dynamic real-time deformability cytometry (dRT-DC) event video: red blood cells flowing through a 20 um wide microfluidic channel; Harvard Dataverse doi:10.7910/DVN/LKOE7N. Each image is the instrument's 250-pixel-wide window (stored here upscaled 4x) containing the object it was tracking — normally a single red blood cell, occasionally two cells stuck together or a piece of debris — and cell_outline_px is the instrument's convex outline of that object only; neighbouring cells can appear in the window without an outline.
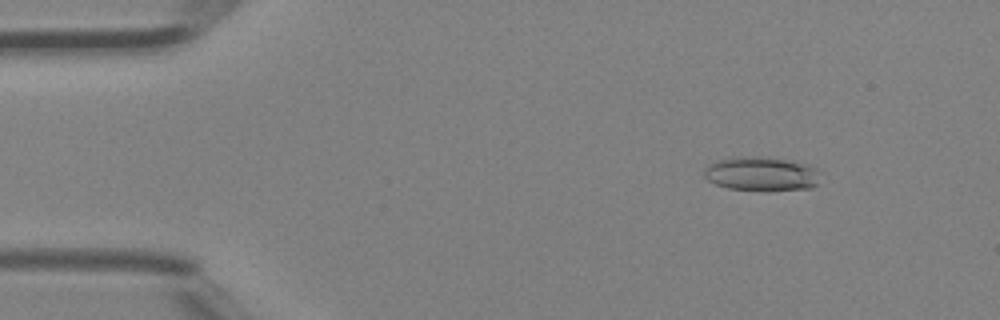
{"species": "Egyptian fruit bat (a non-hibernating species)", "species_latin": "Rousettus aegyptiacus", "temperature_condition": "room temperature", "stored_images_in_passage": 45, "camera_frame_rate_fps": 3000, "um_per_image_px": 0.085, "animal": {"sex": "female"}, "frame": {"image": 1, "passage_image": 5, "time_ms": 1.333, "image_size_px": [1000, 320], "cell_outline_px": [[820, 172], [816, 184], [812, 188], [728, 188], [716, 184], [708, 180], [704, 176], [704, 172], [708, 164], [716, 160], [736, 156], [756, 156], [796, 160], [808, 164], [816, 168]], "centroid_in_image_um": [64.71, 14.71], "position_along_channel_um": 20.3, "area_um2": 22.6}}
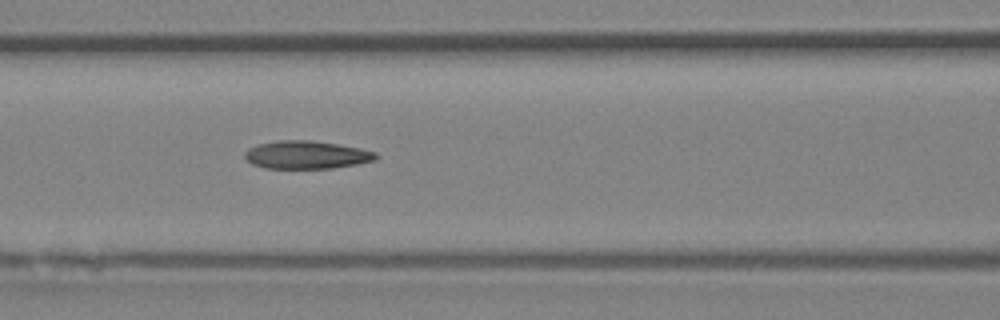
{"frame": {"image": 2, "passage_image": 19, "time_ms": 6.0, "image_size_px": [1000, 320], "cell_outline_px": [[380, 156], [376, 160], [356, 164], [332, 168], [264, 168], [252, 164], [244, 156], [244, 152], [248, 148], [256, 144], [276, 140], [312, 140], [360, 148], [376, 152]], "centroid_in_image_um": [26.04, 13.15], "position_along_channel_um": 140.6, "area_um2": 21.5}}
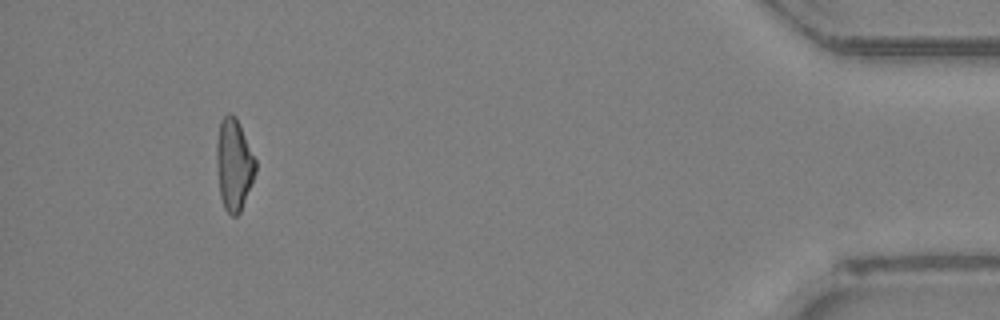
{"frame": {"image": 3, "passage_image": 42, "time_ms": 13.667, "image_size_px": [1000, 320], "cell_outline_px": [[256, 172], [252, 184], [240, 212], [236, 216], [232, 216], [224, 208], [220, 196], [216, 168], [216, 144], [220, 120], [228, 112], [232, 112], [236, 116], [240, 124], [256, 160]], "centroid_in_image_um": [19.87, 13.96], "position_along_channel_um": 415.3, "area_um2": 21.15}, "authors_computed_cell_mechanics": {"area_um2": 21.5016, "velocity_mm_per_s": 4.4956, "shape_relaxation_time_tau1_ms": null, "shape_relaxation_time_tau2_ms": 4.4799, "deformation_change_tau1": null, "deformation_change_tau2": 0.1529}}